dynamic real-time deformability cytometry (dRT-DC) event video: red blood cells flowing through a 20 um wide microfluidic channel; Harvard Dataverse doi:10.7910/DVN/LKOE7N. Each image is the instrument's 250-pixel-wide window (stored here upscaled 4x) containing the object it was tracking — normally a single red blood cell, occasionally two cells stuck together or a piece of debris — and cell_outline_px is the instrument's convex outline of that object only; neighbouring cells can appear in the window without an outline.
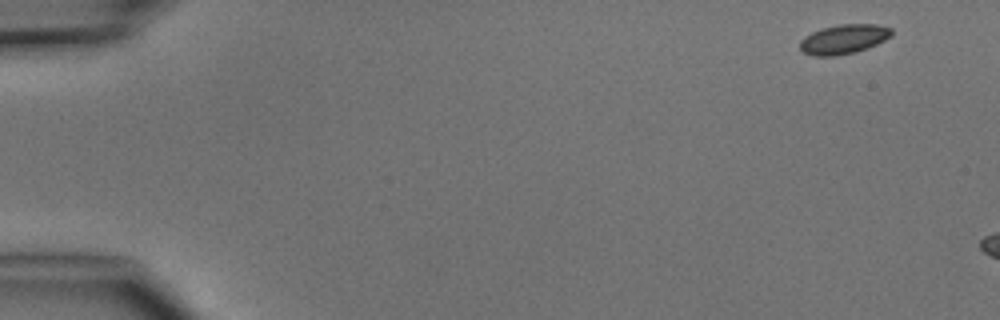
{"species": "common noctule bat (a hibernating species)", "species_latin": "Nyctalus noctula", "temperature_condition": "cold", "stored_images_in_passage": 4, "camera_frame_rate_fps": 3000, "um_per_image_px": 0.085, "animal": {"sex": "male", "body_mass_g": 15.6}, "frame": {"image": 1, "passage_image": 1, "time_ms": 0.0, "image_size_px": [1000, 320], "cell_outline_px": [[892, 36], [868, 48], [856, 52], [836, 56], [812, 56], [804, 52], [800, 48], [800, 40], [804, 36], [820, 28], [840, 24], [876, 24], [892, 28]], "centroid_in_image_um": [71.71, 3.33], "position_along_channel_um": 13.3, "area_um2": 15.9}}